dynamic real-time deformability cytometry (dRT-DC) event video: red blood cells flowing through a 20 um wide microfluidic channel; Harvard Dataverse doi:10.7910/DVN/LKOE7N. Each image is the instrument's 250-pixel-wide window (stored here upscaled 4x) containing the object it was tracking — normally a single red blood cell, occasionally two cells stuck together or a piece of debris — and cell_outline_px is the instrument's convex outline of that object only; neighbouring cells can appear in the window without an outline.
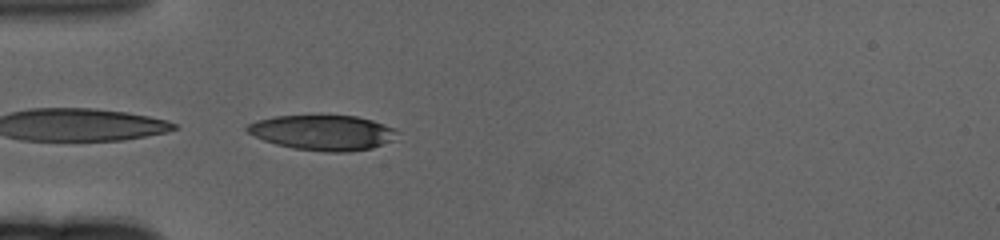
{"species": "human", "species_latin": "Homo sapiens", "temperature_condition": "cold", "stored_images_in_passage": 44, "camera_frame_rate_fps": 3000, "um_per_image_px": 0.085, "donor": {"sex": "female"}, "frame": {"image": 1, "passage_image": 1, "time_ms": 0.0, "image_size_px": [1000, 240], "cell_outline_px": [[396, 132], [388, 140], [372, 148], [348, 152], [328, 152], [296, 148], [276, 144], [264, 140], [248, 132], [244, 128], [248, 124], [256, 120], [276, 116], [356, 116], [372, 120], [384, 124], [392, 128]], "centroid_in_image_um": [27.37, 11.26], "position_along_channel_um": 57.6, "area_um2": 30.0}}
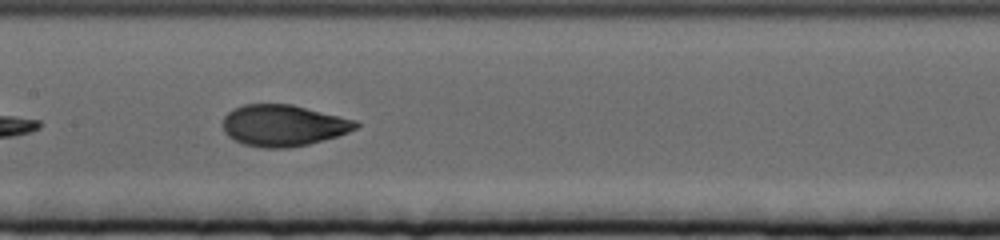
{"frame": {"image": 2, "passage_image": 13, "time_ms": 4.0, "image_size_px": [1000, 240], "cell_outline_px": [[360, 124], [356, 128], [348, 132], [336, 136], [308, 144], [288, 148], [264, 148], [244, 144], [228, 136], [224, 132], [224, 116], [232, 108], [244, 104], [292, 104], [356, 120]], "centroid_in_image_um": [24.07, 10.65], "position_along_channel_um": 183.3, "area_um2": 31.96}}
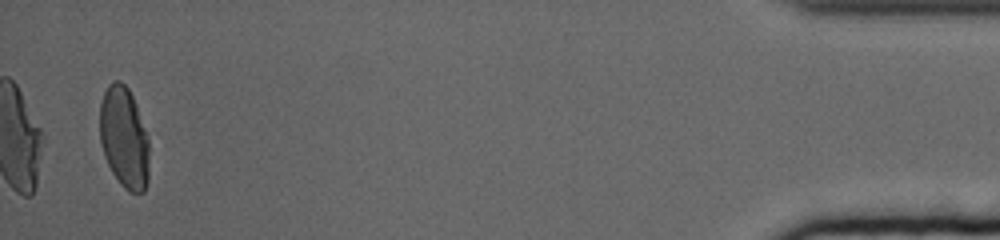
{"frame": {"image": 3, "passage_image": 42, "time_ms": 13.667, "image_size_px": [1000, 240], "cell_outline_px": [[148, 180], [144, 192], [128, 192], [120, 184], [112, 172], [104, 156], [100, 140], [100, 104], [104, 92], [108, 84], [116, 80], [120, 80], [128, 88], [136, 104], [148, 136]], "centroid_in_image_um": [10.55, 11.7], "position_along_channel_um": 424.7, "area_um2": 29.25}, "authors_computed_cell_mechanics": {"area_um2": 31.6455, "velocity_mm_per_s": 3.304, "shape_relaxation_time_tau1_ms": 5.0558, "shape_relaxation_time_tau2_ms": null, "deformation_change_tau1": 0.1916, "deformation_change_tau2": null}}